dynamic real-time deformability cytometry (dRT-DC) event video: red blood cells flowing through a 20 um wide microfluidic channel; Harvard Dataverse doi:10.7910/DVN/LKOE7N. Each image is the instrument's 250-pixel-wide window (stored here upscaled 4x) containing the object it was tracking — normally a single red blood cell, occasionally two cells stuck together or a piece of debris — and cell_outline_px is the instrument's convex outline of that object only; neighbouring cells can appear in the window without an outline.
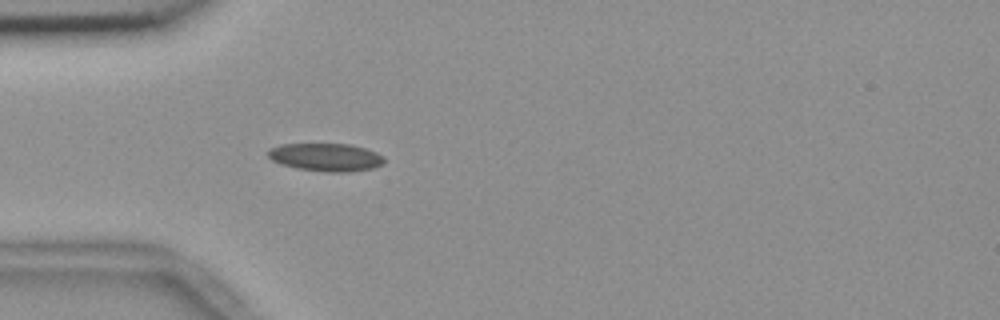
{"species": "common noctule bat (a hibernating species)", "species_latin": "Nyctalus noctula", "temperature_condition": "room temperature", "stored_images_in_passage": 1, "camera_frame_rate_fps": 3000, "um_per_image_px": 0.085, "animal": {"sex": "female", "body_mass_g": 18.4}, "frame": {"image": 1, "passage_image": 1, "time_ms": 0.0, "image_size_px": [1000, 320], "cell_outline_px": [[384, 164], [372, 168], [348, 172], [328, 172], [296, 168], [272, 160], [268, 156], [268, 152], [272, 148], [280, 144], [352, 144], [376, 152], [384, 156]], "centroid_in_image_um": [27.74, 13.36], "position_along_channel_um": 57.3, "area_um2": 18.79}}